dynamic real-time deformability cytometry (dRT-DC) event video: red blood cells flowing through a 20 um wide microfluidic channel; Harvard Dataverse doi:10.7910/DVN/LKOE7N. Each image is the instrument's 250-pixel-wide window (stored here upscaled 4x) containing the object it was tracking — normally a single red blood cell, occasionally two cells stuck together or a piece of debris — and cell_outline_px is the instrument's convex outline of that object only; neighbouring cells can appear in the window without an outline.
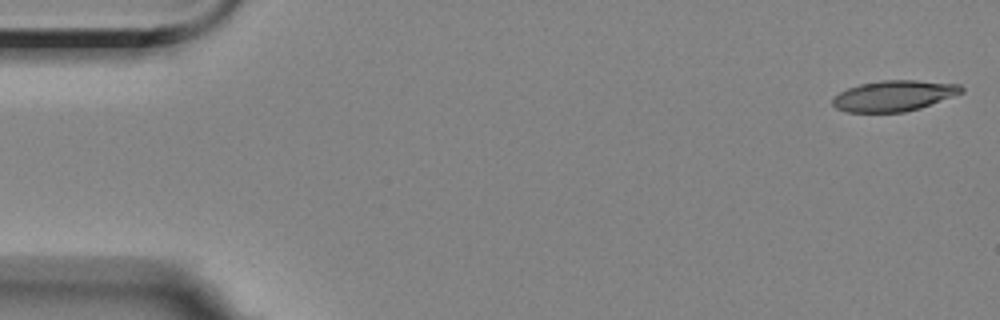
{"species": "Egyptian fruit bat (a non-hibernating species)", "species_latin": "Rousettus aegyptiacus", "temperature_condition": "room temperature", "stored_images_in_passage": 56, "camera_frame_rate_fps": 3000, "um_per_image_px": 0.085, "animal": {"sex": "female"}, "frame": {"image": 1, "passage_image": 1, "time_ms": 0.0, "image_size_px": [1000, 320], "cell_outline_px": [[964, 92], [920, 108], [904, 112], [848, 112], [836, 108], [832, 104], [832, 100], [840, 92], [848, 88], [860, 84], [880, 80], [916, 80], [960, 84], [964, 88]], "centroid_in_image_um": [76.0, 8.13], "position_along_channel_um": 9.0, "area_um2": 23.0}}
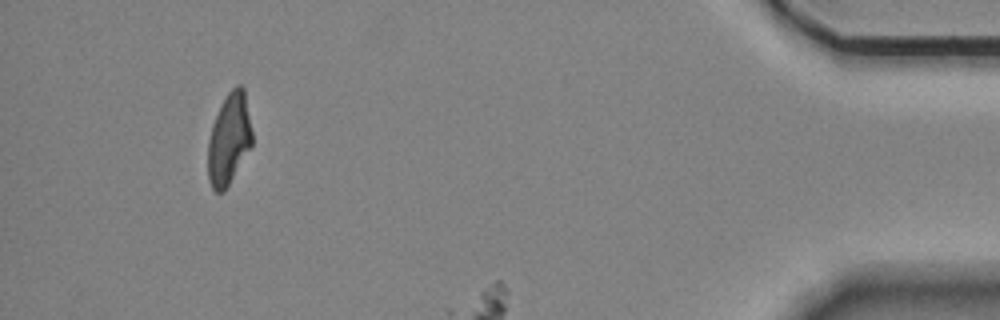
{"frame": {"image": 2, "passage_image": 52, "time_ms": 17.0, "image_size_px": [1000, 320], "cell_outline_px": [[252, 148], [224, 192], [216, 192], [212, 188], [208, 180], [208, 140], [212, 124], [220, 104], [228, 92], [236, 84], [240, 84], [244, 88], [252, 132]], "centroid_in_image_um": [19.47, 11.83], "position_along_channel_um": 415.7, "area_um2": 23.87}}